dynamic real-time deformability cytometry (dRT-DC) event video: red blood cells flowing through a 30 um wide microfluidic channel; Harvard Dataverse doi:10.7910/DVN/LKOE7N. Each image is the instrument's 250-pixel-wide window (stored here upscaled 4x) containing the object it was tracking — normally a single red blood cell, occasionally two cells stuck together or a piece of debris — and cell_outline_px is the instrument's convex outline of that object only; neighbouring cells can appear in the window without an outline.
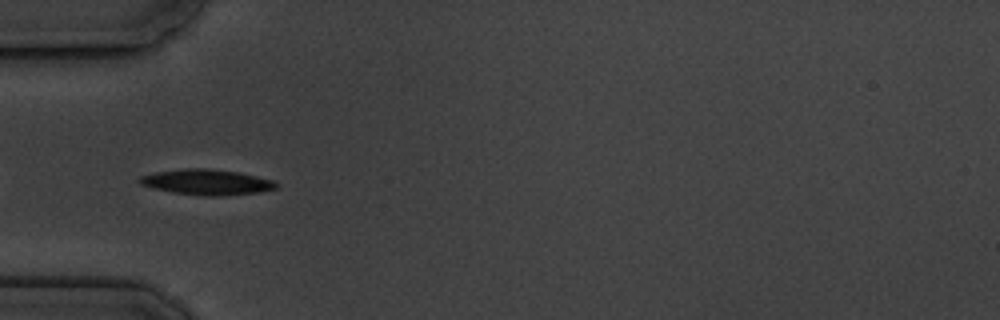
{"species": "common noctule bat (a hibernating species)", "species_latin": "Nyctalus noctula", "temperature_condition": "cold", "stored_images_in_passage": 8, "camera_frame_rate_fps": 3000, "um_per_image_px": 0.085, "animal": {"sex": "male", "body_mass_g": 19.5, "forearm_length_mm": 54.6}, "frame": {"image": 1, "passage_image": 4, "time_ms": 4.333, "image_size_px": [1000, 320], "cell_outline_px": [[280, 184], [276, 188], [260, 192], [220, 196], [204, 196], [172, 192], [152, 188], [140, 184], [136, 180], [140, 176], [156, 172], [184, 168], [208, 168], [240, 172], [272, 180]], "centroid_in_image_um": [17.56, 15.48], "position_along_channel_um": 67.4, "area_um2": 20.46}}